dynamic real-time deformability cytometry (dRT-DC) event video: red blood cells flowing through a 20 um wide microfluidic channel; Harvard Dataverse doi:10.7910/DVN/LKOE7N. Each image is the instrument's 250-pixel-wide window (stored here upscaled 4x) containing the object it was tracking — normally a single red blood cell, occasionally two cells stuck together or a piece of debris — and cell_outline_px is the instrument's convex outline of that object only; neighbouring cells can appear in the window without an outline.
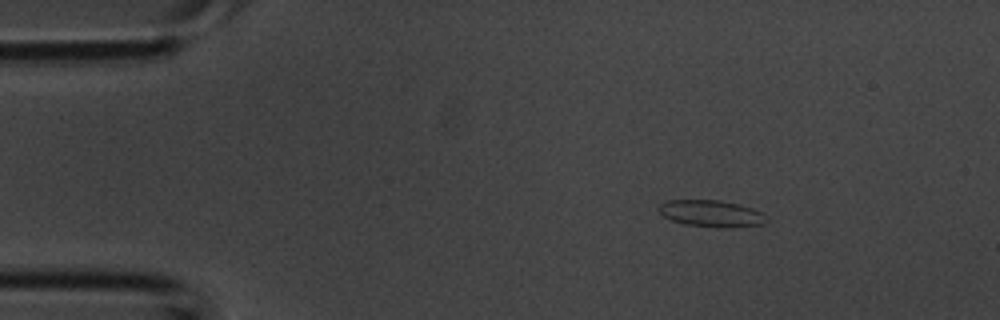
{"species": "common noctule bat (a hibernating species)", "species_latin": "Nyctalus noctula", "temperature_condition": "room temperature", "stored_images_in_passage": 1, "camera_frame_rate_fps": 3000, "um_per_image_px": 0.085, "animal": {"sex": "male", "body_mass_g": 20.1, "forearm_length_mm": 53.5}, "frame": {"image": 1, "passage_image": 1, "time_ms": 0.0, "image_size_px": [1000, 320], "cell_outline_px": [[768, 220], [764, 224], [732, 228], [716, 228], [684, 224], [672, 220], [664, 216], [656, 208], [664, 200], [720, 200], [752, 208], [764, 212], [768, 216]], "centroid_in_image_um": [60.49, 18.16], "position_along_channel_um": 24.5, "area_um2": 17.11}}